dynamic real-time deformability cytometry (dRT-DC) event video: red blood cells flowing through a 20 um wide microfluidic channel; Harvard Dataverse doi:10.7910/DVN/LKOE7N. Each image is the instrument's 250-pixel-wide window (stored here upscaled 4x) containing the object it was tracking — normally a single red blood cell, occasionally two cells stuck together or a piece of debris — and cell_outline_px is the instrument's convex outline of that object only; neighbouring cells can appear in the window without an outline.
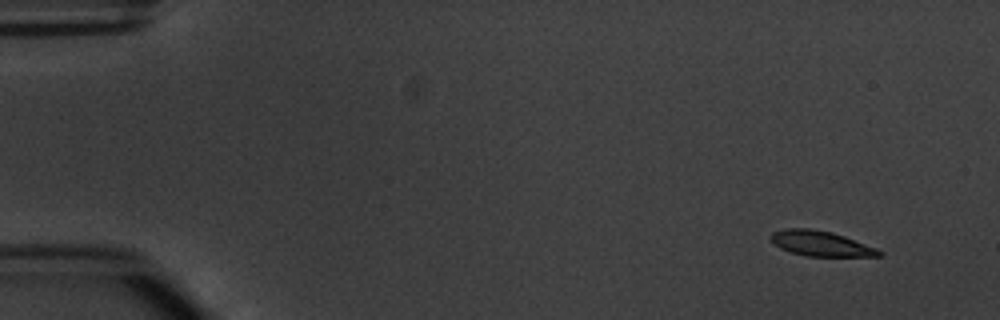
{"species": "common noctule bat (a hibernating species)", "species_latin": "Nyctalus noctula", "temperature_condition": "warm", "stored_images_in_passage": 5, "camera_frame_rate_fps": 3000, "um_per_image_px": 0.085, "animal": {"sex": "male", "body_mass_g": 20.1, "forearm_length_mm": 53.5}, "frame": {"image": 1, "passage_image": 1, "time_ms": 0.0, "image_size_px": [1000, 320], "cell_outline_px": [[884, 252], [880, 256], [804, 256], [780, 248], [768, 236], [772, 232], [784, 228], [808, 228], [832, 232], [844, 236], [876, 248]], "centroid_in_image_um": [69.74, 20.69], "position_along_channel_um": 15.3, "area_um2": 15.78}}
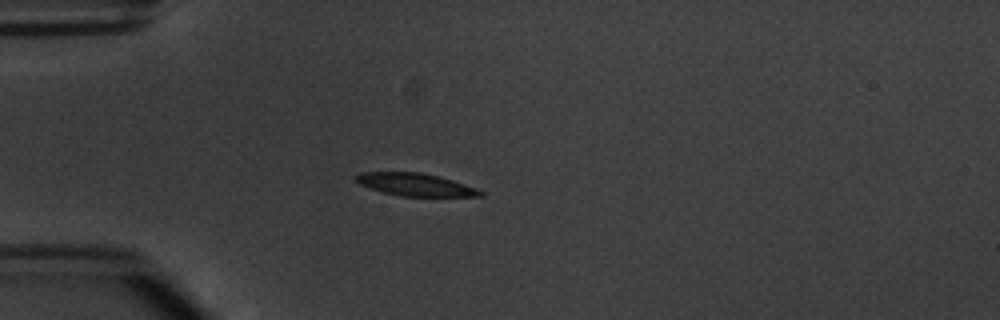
{"frame": {"image": 2, "passage_image": 4, "time_ms": 3.667, "image_size_px": [1000, 320], "cell_outline_px": [[484, 196], [400, 196], [384, 192], [360, 184], [356, 180], [356, 176], [360, 172], [420, 172], [452, 180], [476, 188], [484, 192]], "centroid_in_image_um": [35.32, 15.69], "position_along_channel_um": 49.7, "area_um2": 16.07}}